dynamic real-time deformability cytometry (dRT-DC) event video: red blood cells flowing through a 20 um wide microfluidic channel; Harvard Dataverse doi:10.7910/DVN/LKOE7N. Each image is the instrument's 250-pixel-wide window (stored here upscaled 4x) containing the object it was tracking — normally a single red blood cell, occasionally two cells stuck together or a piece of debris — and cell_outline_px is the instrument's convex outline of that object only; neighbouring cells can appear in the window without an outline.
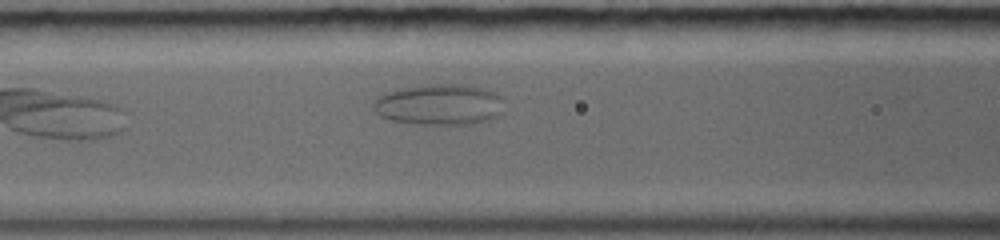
{"species": "common noctule bat (a hibernating species)", "species_latin": "Nyctalus noctula", "temperature_condition": "warm", "stored_images_in_passage": 6, "camera_frame_rate_fps": 5000, "um_per_image_px": 0.085, "animal": {"sex": "female", "body_mass_g": 19.0, "forearm_length_mm": 56.7}, "frame": {"image": 1, "passage_image": 6, "time_ms": 3.2, "image_size_px": [1000, 240], "cell_outline_px": [[504, 112], [488, 120], [472, 124], [416, 124], [392, 120], [380, 116], [372, 108], [372, 100], [384, 92], [400, 88], [424, 84], [464, 84], [484, 88], [500, 96]], "centroid_in_image_um": [37.3, 8.88], "position_along_channel_um": 129.3, "area_um2": 31.56}}